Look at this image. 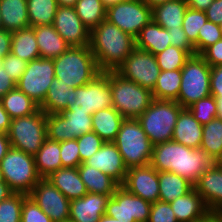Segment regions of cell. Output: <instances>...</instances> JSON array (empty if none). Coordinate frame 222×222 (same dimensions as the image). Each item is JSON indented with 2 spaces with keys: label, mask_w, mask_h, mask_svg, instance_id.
<instances>
[{
  "label": "cell",
  "mask_w": 222,
  "mask_h": 222,
  "mask_svg": "<svg viewBox=\"0 0 222 222\" xmlns=\"http://www.w3.org/2000/svg\"><path fill=\"white\" fill-rule=\"evenodd\" d=\"M150 165L158 172H174L194 186L205 170L216 166V159L201 148L170 140L153 145Z\"/></svg>",
  "instance_id": "1"
},
{
  "label": "cell",
  "mask_w": 222,
  "mask_h": 222,
  "mask_svg": "<svg viewBox=\"0 0 222 222\" xmlns=\"http://www.w3.org/2000/svg\"><path fill=\"white\" fill-rule=\"evenodd\" d=\"M89 47L101 72L115 71L135 48V38L104 20L90 31Z\"/></svg>",
  "instance_id": "2"
},
{
  "label": "cell",
  "mask_w": 222,
  "mask_h": 222,
  "mask_svg": "<svg viewBox=\"0 0 222 222\" xmlns=\"http://www.w3.org/2000/svg\"><path fill=\"white\" fill-rule=\"evenodd\" d=\"M53 62L55 78L73 89L86 85L101 73L89 45L69 47Z\"/></svg>",
  "instance_id": "3"
},
{
  "label": "cell",
  "mask_w": 222,
  "mask_h": 222,
  "mask_svg": "<svg viewBox=\"0 0 222 222\" xmlns=\"http://www.w3.org/2000/svg\"><path fill=\"white\" fill-rule=\"evenodd\" d=\"M103 73L109 78L112 106L124 118H138L153 102L152 91L123 78L116 71Z\"/></svg>",
  "instance_id": "4"
},
{
  "label": "cell",
  "mask_w": 222,
  "mask_h": 222,
  "mask_svg": "<svg viewBox=\"0 0 222 222\" xmlns=\"http://www.w3.org/2000/svg\"><path fill=\"white\" fill-rule=\"evenodd\" d=\"M114 144L127 168L150 165L153 144L137 118H125Z\"/></svg>",
  "instance_id": "5"
},
{
  "label": "cell",
  "mask_w": 222,
  "mask_h": 222,
  "mask_svg": "<svg viewBox=\"0 0 222 222\" xmlns=\"http://www.w3.org/2000/svg\"><path fill=\"white\" fill-rule=\"evenodd\" d=\"M182 109L177 101L153 99L137 118L153 145L172 140L173 130Z\"/></svg>",
  "instance_id": "6"
},
{
  "label": "cell",
  "mask_w": 222,
  "mask_h": 222,
  "mask_svg": "<svg viewBox=\"0 0 222 222\" xmlns=\"http://www.w3.org/2000/svg\"><path fill=\"white\" fill-rule=\"evenodd\" d=\"M211 66L200 54L191 55L181 69V87L177 102L188 108L209 95Z\"/></svg>",
  "instance_id": "7"
},
{
  "label": "cell",
  "mask_w": 222,
  "mask_h": 222,
  "mask_svg": "<svg viewBox=\"0 0 222 222\" xmlns=\"http://www.w3.org/2000/svg\"><path fill=\"white\" fill-rule=\"evenodd\" d=\"M0 168L5 182L14 193L29 195L41 179L34 156L12 147L0 161Z\"/></svg>",
  "instance_id": "8"
},
{
  "label": "cell",
  "mask_w": 222,
  "mask_h": 222,
  "mask_svg": "<svg viewBox=\"0 0 222 222\" xmlns=\"http://www.w3.org/2000/svg\"><path fill=\"white\" fill-rule=\"evenodd\" d=\"M7 136L12 148L34 156L47 138L46 113L39 109L32 115L11 119Z\"/></svg>",
  "instance_id": "9"
},
{
  "label": "cell",
  "mask_w": 222,
  "mask_h": 222,
  "mask_svg": "<svg viewBox=\"0 0 222 222\" xmlns=\"http://www.w3.org/2000/svg\"><path fill=\"white\" fill-rule=\"evenodd\" d=\"M106 20L136 38L152 20V8L143 0H125L107 8Z\"/></svg>",
  "instance_id": "10"
},
{
  "label": "cell",
  "mask_w": 222,
  "mask_h": 222,
  "mask_svg": "<svg viewBox=\"0 0 222 222\" xmlns=\"http://www.w3.org/2000/svg\"><path fill=\"white\" fill-rule=\"evenodd\" d=\"M92 115L81 111H63L46 114L47 138L53 141H66L92 132Z\"/></svg>",
  "instance_id": "11"
},
{
  "label": "cell",
  "mask_w": 222,
  "mask_h": 222,
  "mask_svg": "<svg viewBox=\"0 0 222 222\" xmlns=\"http://www.w3.org/2000/svg\"><path fill=\"white\" fill-rule=\"evenodd\" d=\"M54 78L53 59L40 57L27 63L16 87L40 106Z\"/></svg>",
  "instance_id": "12"
},
{
  "label": "cell",
  "mask_w": 222,
  "mask_h": 222,
  "mask_svg": "<svg viewBox=\"0 0 222 222\" xmlns=\"http://www.w3.org/2000/svg\"><path fill=\"white\" fill-rule=\"evenodd\" d=\"M115 71L123 78L153 91L161 70L155 55L135 47Z\"/></svg>",
  "instance_id": "13"
},
{
  "label": "cell",
  "mask_w": 222,
  "mask_h": 222,
  "mask_svg": "<svg viewBox=\"0 0 222 222\" xmlns=\"http://www.w3.org/2000/svg\"><path fill=\"white\" fill-rule=\"evenodd\" d=\"M152 203L127 191L121 185L109 198L106 215L119 222H147Z\"/></svg>",
  "instance_id": "14"
},
{
  "label": "cell",
  "mask_w": 222,
  "mask_h": 222,
  "mask_svg": "<svg viewBox=\"0 0 222 222\" xmlns=\"http://www.w3.org/2000/svg\"><path fill=\"white\" fill-rule=\"evenodd\" d=\"M76 101L64 111H81L93 114L112 106L109 78L101 72L91 82L76 88Z\"/></svg>",
  "instance_id": "15"
},
{
  "label": "cell",
  "mask_w": 222,
  "mask_h": 222,
  "mask_svg": "<svg viewBox=\"0 0 222 222\" xmlns=\"http://www.w3.org/2000/svg\"><path fill=\"white\" fill-rule=\"evenodd\" d=\"M28 196L36 202L53 222L69 219L70 200L48 179L41 178Z\"/></svg>",
  "instance_id": "16"
},
{
  "label": "cell",
  "mask_w": 222,
  "mask_h": 222,
  "mask_svg": "<svg viewBox=\"0 0 222 222\" xmlns=\"http://www.w3.org/2000/svg\"><path fill=\"white\" fill-rule=\"evenodd\" d=\"M52 25L70 47L90 44V30L82 23L74 7L58 6Z\"/></svg>",
  "instance_id": "17"
},
{
  "label": "cell",
  "mask_w": 222,
  "mask_h": 222,
  "mask_svg": "<svg viewBox=\"0 0 222 222\" xmlns=\"http://www.w3.org/2000/svg\"><path fill=\"white\" fill-rule=\"evenodd\" d=\"M121 186L150 203L159 200L158 171L151 165L128 168Z\"/></svg>",
  "instance_id": "18"
},
{
  "label": "cell",
  "mask_w": 222,
  "mask_h": 222,
  "mask_svg": "<svg viewBox=\"0 0 222 222\" xmlns=\"http://www.w3.org/2000/svg\"><path fill=\"white\" fill-rule=\"evenodd\" d=\"M209 212L219 221L222 218V168L217 165L205 170L194 185Z\"/></svg>",
  "instance_id": "19"
},
{
  "label": "cell",
  "mask_w": 222,
  "mask_h": 222,
  "mask_svg": "<svg viewBox=\"0 0 222 222\" xmlns=\"http://www.w3.org/2000/svg\"><path fill=\"white\" fill-rule=\"evenodd\" d=\"M111 176L120 185L124 182L127 166L114 142H104L101 148L84 162Z\"/></svg>",
  "instance_id": "20"
},
{
  "label": "cell",
  "mask_w": 222,
  "mask_h": 222,
  "mask_svg": "<svg viewBox=\"0 0 222 222\" xmlns=\"http://www.w3.org/2000/svg\"><path fill=\"white\" fill-rule=\"evenodd\" d=\"M170 206L178 222H218L194 187L170 202Z\"/></svg>",
  "instance_id": "21"
},
{
  "label": "cell",
  "mask_w": 222,
  "mask_h": 222,
  "mask_svg": "<svg viewBox=\"0 0 222 222\" xmlns=\"http://www.w3.org/2000/svg\"><path fill=\"white\" fill-rule=\"evenodd\" d=\"M109 195L86 193L82 198L70 200L69 219L74 222H97L106 213Z\"/></svg>",
  "instance_id": "22"
},
{
  "label": "cell",
  "mask_w": 222,
  "mask_h": 222,
  "mask_svg": "<svg viewBox=\"0 0 222 222\" xmlns=\"http://www.w3.org/2000/svg\"><path fill=\"white\" fill-rule=\"evenodd\" d=\"M203 125L199 123L188 108L180 111L173 130L172 140L192 149L200 148Z\"/></svg>",
  "instance_id": "23"
},
{
  "label": "cell",
  "mask_w": 222,
  "mask_h": 222,
  "mask_svg": "<svg viewBox=\"0 0 222 222\" xmlns=\"http://www.w3.org/2000/svg\"><path fill=\"white\" fill-rule=\"evenodd\" d=\"M46 179L69 200L82 198L87 193L77 167L60 168Z\"/></svg>",
  "instance_id": "24"
},
{
  "label": "cell",
  "mask_w": 222,
  "mask_h": 222,
  "mask_svg": "<svg viewBox=\"0 0 222 222\" xmlns=\"http://www.w3.org/2000/svg\"><path fill=\"white\" fill-rule=\"evenodd\" d=\"M76 88H69L53 79L43 103L39 106L46 114H57L73 106L76 101Z\"/></svg>",
  "instance_id": "25"
},
{
  "label": "cell",
  "mask_w": 222,
  "mask_h": 222,
  "mask_svg": "<svg viewBox=\"0 0 222 222\" xmlns=\"http://www.w3.org/2000/svg\"><path fill=\"white\" fill-rule=\"evenodd\" d=\"M171 45L167 29L151 20L135 38V47L156 55Z\"/></svg>",
  "instance_id": "26"
},
{
  "label": "cell",
  "mask_w": 222,
  "mask_h": 222,
  "mask_svg": "<svg viewBox=\"0 0 222 222\" xmlns=\"http://www.w3.org/2000/svg\"><path fill=\"white\" fill-rule=\"evenodd\" d=\"M34 33L41 58H57L70 47L53 25L35 26Z\"/></svg>",
  "instance_id": "27"
},
{
  "label": "cell",
  "mask_w": 222,
  "mask_h": 222,
  "mask_svg": "<svg viewBox=\"0 0 222 222\" xmlns=\"http://www.w3.org/2000/svg\"><path fill=\"white\" fill-rule=\"evenodd\" d=\"M77 169L88 193L109 195L111 197L120 186L111 176L85 163H81Z\"/></svg>",
  "instance_id": "28"
},
{
  "label": "cell",
  "mask_w": 222,
  "mask_h": 222,
  "mask_svg": "<svg viewBox=\"0 0 222 222\" xmlns=\"http://www.w3.org/2000/svg\"><path fill=\"white\" fill-rule=\"evenodd\" d=\"M124 119L113 106L98 110L92 114L93 132L104 142H114Z\"/></svg>",
  "instance_id": "29"
},
{
  "label": "cell",
  "mask_w": 222,
  "mask_h": 222,
  "mask_svg": "<svg viewBox=\"0 0 222 222\" xmlns=\"http://www.w3.org/2000/svg\"><path fill=\"white\" fill-rule=\"evenodd\" d=\"M188 5L185 0H170L152 8V20L165 29L182 27Z\"/></svg>",
  "instance_id": "30"
},
{
  "label": "cell",
  "mask_w": 222,
  "mask_h": 222,
  "mask_svg": "<svg viewBox=\"0 0 222 222\" xmlns=\"http://www.w3.org/2000/svg\"><path fill=\"white\" fill-rule=\"evenodd\" d=\"M3 29L14 32L29 26L27 0H0Z\"/></svg>",
  "instance_id": "31"
},
{
  "label": "cell",
  "mask_w": 222,
  "mask_h": 222,
  "mask_svg": "<svg viewBox=\"0 0 222 222\" xmlns=\"http://www.w3.org/2000/svg\"><path fill=\"white\" fill-rule=\"evenodd\" d=\"M37 172L41 178H47L62 168L60 142L45 139L41 148L34 155Z\"/></svg>",
  "instance_id": "32"
},
{
  "label": "cell",
  "mask_w": 222,
  "mask_h": 222,
  "mask_svg": "<svg viewBox=\"0 0 222 222\" xmlns=\"http://www.w3.org/2000/svg\"><path fill=\"white\" fill-rule=\"evenodd\" d=\"M159 200L167 203L187 194L194 186L174 172H158Z\"/></svg>",
  "instance_id": "33"
},
{
  "label": "cell",
  "mask_w": 222,
  "mask_h": 222,
  "mask_svg": "<svg viewBox=\"0 0 222 222\" xmlns=\"http://www.w3.org/2000/svg\"><path fill=\"white\" fill-rule=\"evenodd\" d=\"M11 53L27 62L40 58L34 27L12 32Z\"/></svg>",
  "instance_id": "34"
},
{
  "label": "cell",
  "mask_w": 222,
  "mask_h": 222,
  "mask_svg": "<svg viewBox=\"0 0 222 222\" xmlns=\"http://www.w3.org/2000/svg\"><path fill=\"white\" fill-rule=\"evenodd\" d=\"M0 101L11 119L32 115L40 109L36 102L17 87L10 90Z\"/></svg>",
  "instance_id": "35"
},
{
  "label": "cell",
  "mask_w": 222,
  "mask_h": 222,
  "mask_svg": "<svg viewBox=\"0 0 222 222\" xmlns=\"http://www.w3.org/2000/svg\"><path fill=\"white\" fill-rule=\"evenodd\" d=\"M181 87V69L160 71L152 91L154 99L177 101Z\"/></svg>",
  "instance_id": "36"
},
{
  "label": "cell",
  "mask_w": 222,
  "mask_h": 222,
  "mask_svg": "<svg viewBox=\"0 0 222 222\" xmlns=\"http://www.w3.org/2000/svg\"><path fill=\"white\" fill-rule=\"evenodd\" d=\"M57 8L56 0H27L29 26L52 25Z\"/></svg>",
  "instance_id": "37"
},
{
  "label": "cell",
  "mask_w": 222,
  "mask_h": 222,
  "mask_svg": "<svg viewBox=\"0 0 222 222\" xmlns=\"http://www.w3.org/2000/svg\"><path fill=\"white\" fill-rule=\"evenodd\" d=\"M82 23L91 31L106 20V10L102 0H78L74 6Z\"/></svg>",
  "instance_id": "38"
},
{
  "label": "cell",
  "mask_w": 222,
  "mask_h": 222,
  "mask_svg": "<svg viewBox=\"0 0 222 222\" xmlns=\"http://www.w3.org/2000/svg\"><path fill=\"white\" fill-rule=\"evenodd\" d=\"M203 135L200 148L215 159L222 151V119L214 118L203 125Z\"/></svg>",
  "instance_id": "39"
},
{
  "label": "cell",
  "mask_w": 222,
  "mask_h": 222,
  "mask_svg": "<svg viewBox=\"0 0 222 222\" xmlns=\"http://www.w3.org/2000/svg\"><path fill=\"white\" fill-rule=\"evenodd\" d=\"M206 12L195 10L190 7L185 12L182 29L186 33L187 39L195 48V54H198V33L202 30L207 21Z\"/></svg>",
  "instance_id": "40"
},
{
  "label": "cell",
  "mask_w": 222,
  "mask_h": 222,
  "mask_svg": "<svg viewBox=\"0 0 222 222\" xmlns=\"http://www.w3.org/2000/svg\"><path fill=\"white\" fill-rule=\"evenodd\" d=\"M155 56L161 71H171L182 69L191 55L186 50L170 45Z\"/></svg>",
  "instance_id": "41"
},
{
  "label": "cell",
  "mask_w": 222,
  "mask_h": 222,
  "mask_svg": "<svg viewBox=\"0 0 222 222\" xmlns=\"http://www.w3.org/2000/svg\"><path fill=\"white\" fill-rule=\"evenodd\" d=\"M193 117L202 125L218 117L217 99L209 95L188 107Z\"/></svg>",
  "instance_id": "42"
},
{
  "label": "cell",
  "mask_w": 222,
  "mask_h": 222,
  "mask_svg": "<svg viewBox=\"0 0 222 222\" xmlns=\"http://www.w3.org/2000/svg\"><path fill=\"white\" fill-rule=\"evenodd\" d=\"M28 195L13 193L0 202V222H21L23 200Z\"/></svg>",
  "instance_id": "43"
},
{
  "label": "cell",
  "mask_w": 222,
  "mask_h": 222,
  "mask_svg": "<svg viewBox=\"0 0 222 222\" xmlns=\"http://www.w3.org/2000/svg\"><path fill=\"white\" fill-rule=\"evenodd\" d=\"M104 141L95 132L86 133L77 138V144L79 147L80 164L84 163L94 153H96L102 146Z\"/></svg>",
  "instance_id": "44"
},
{
  "label": "cell",
  "mask_w": 222,
  "mask_h": 222,
  "mask_svg": "<svg viewBox=\"0 0 222 222\" xmlns=\"http://www.w3.org/2000/svg\"><path fill=\"white\" fill-rule=\"evenodd\" d=\"M220 39H222V34L219 25L207 20L198 33V54Z\"/></svg>",
  "instance_id": "45"
},
{
  "label": "cell",
  "mask_w": 222,
  "mask_h": 222,
  "mask_svg": "<svg viewBox=\"0 0 222 222\" xmlns=\"http://www.w3.org/2000/svg\"><path fill=\"white\" fill-rule=\"evenodd\" d=\"M21 222H53L43 210L36 204V202L27 196L23 200L21 211Z\"/></svg>",
  "instance_id": "46"
},
{
  "label": "cell",
  "mask_w": 222,
  "mask_h": 222,
  "mask_svg": "<svg viewBox=\"0 0 222 222\" xmlns=\"http://www.w3.org/2000/svg\"><path fill=\"white\" fill-rule=\"evenodd\" d=\"M60 157L63 167H78L80 154L77 139L60 142Z\"/></svg>",
  "instance_id": "47"
},
{
  "label": "cell",
  "mask_w": 222,
  "mask_h": 222,
  "mask_svg": "<svg viewBox=\"0 0 222 222\" xmlns=\"http://www.w3.org/2000/svg\"><path fill=\"white\" fill-rule=\"evenodd\" d=\"M27 61L20 59L11 52L3 58L2 67L5 73L11 77V79L17 83L25 72L27 67Z\"/></svg>",
  "instance_id": "48"
},
{
  "label": "cell",
  "mask_w": 222,
  "mask_h": 222,
  "mask_svg": "<svg viewBox=\"0 0 222 222\" xmlns=\"http://www.w3.org/2000/svg\"><path fill=\"white\" fill-rule=\"evenodd\" d=\"M147 222H178L170 206V203L156 201L152 203L149 219Z\"/></svg>",
  "instance_id": "49"
},
{
  "label": "cell",
  "mask_w": 222,
  "mask_h": 222,
  "mask_svg": "<svg viewBox=\"0 0 222 222\" xmlns=\"http://www.w3.org/2000/svg\"><path fill=\"white\" fill-rule=\"evenodd\" d=\"M167 31L170 33V42L172 46L186 50L190 55L195 54V48L187 39L186 33L182 27L167 29Z\"/></svg>",
  "instance_id": "50"
},
{
  "label": "cell",
  "mask_w": 222,
  "mask_h": 222,
  "mask_svg": "<svg viewBox=\"0 0 222 222\" xmlns=\"http://www.w3.org/2000/svg\"><path fill=\"white\" fill-rule=\"evenodd\" d=\"M200 55L211 67L222 65V39L207 47Z\"/></svg>",
  "instance_id": "51"
},
{
  "label": "cell",
  "mask_w": 222,
  "mask_h": 222,
  "mask_svg": "<svg viewBox=\"0 0 222 222\" xmlns=\"http://www.w3.org/2000/svg\"><path fill=\"white\" fill-rule=\"evenodd\" d=\"M210 91L216 99L222 98V65L211 67Z\"/></svg>",
  "instance_id": "52"
},
{
  "label": "cell",
  "mask_w": 222,
  "mask_h": 222,
  "mask_svg": "<svg viewBox=\"0 0 222 222\" xmlns=\"http://www.w3.org/2000/svg\"><path fill=\"white\" fill-rule=\"evenodd\" d=\"M205 12L208 21L219 25L222 22V0H214Z\"/></svg>",
  "instance_id": "53"
},
{
  "label": "cell",
  "mask_w": 222,
  "mask_h": 222,
  "mask_svg": "<svg viewBox=\"0 0 222 222\" xmlns=\"http://www.w3.org/2000/svg\"><path fill=\"white\" fill-rule=\"evenodd\" d=\"M12 32L5 29L0 30V58H4L11 52Z\"/></svg>",
  "instance_id": "54"
},
{
  "label": "cell",
  "mask_w": 222,
  "mask_h": 222,
  "mask_svg": "<svg viewBox=\"0 0 222 222\" xmlns=\"http://www.w3.org/2000/svg\"><path fill=\"white\" fill-rule=\"evenodd\" d=\"M14 88H16V83L5 73L2 67L0 69V99Z\"/></svg>",
  "instance_id": "55"
},
{
  "label": "cell",
  "mask_w": 222,
  "mask_h": 222,
  "mask_svg": "<svg viewBox=\"0 0 222 222\" xmlns=\"http://www.w3.org/2000/svg\"><path fill=\"white\" fill-rule=\"evenodd\" d=\"M11 123V118L9 114L3 108V105L0 101V133L7 134Z\"/></svg>",
  "instance_id": "56"
},
{
  "label": "cell",
  "mask_w": 222,
  "mask_h": 222,
  "mask_svg": "<svg viewBox=\"0 0 222 222\" xmlns=\"http://www.w3.org/2000/svg\"><path fill=\"white\" fill-rule=\"evenodd\" d=\"M185 1L188 7L205 12L214 0H185Z\"/></svg>",
  "instance_id": "57"
},
{
  "label": "cell",
  "mask_w": 222,
  "mask_h": 222,
  "mask_svg": "<svg viewBox=\"0 0 222 222\" xmlns=\"http://www.w3.org/2000/svg\"><path fill=\"white\" fill-rule=\"evenodd\" d=\"M10 148H11V144H10L7 134L0 133V161L7 154Z\"/></svg>",
  "instance_id": "58"
},
{
  "label": "cell",
  "mask_w": 222,
  "mask_h": 222,
  "mask_svg": "<svg viewBox=\"0 0 222 222\" xmlns=\"http://www.w3.org/2000/svg\"><path fill=\"white\" fill-rule=\"evenodd\" d=\"M14 192L11 190L7 183H0V202L8 198Z\"/></svg>",
  "instance_id": "59"
},
{
  "label": "cell",
  "mask_w": 222,
  "mask_h": 222,
  "mask_svg": "<svg viewBox=\"0 0 222 222\" xmlns=\"http://www.w3.org/2000/svg\"><path fill=\"white\" fill-rule=\"evenodd\" d=\"M58 6L62 7H74L78 0H56Z\"/></svg>",
  "instance_id": "60"
},
{
  "label": "cell",
  "mask_w": 222,
  "mask_h": 222,
  "mask_svg": "<svg viewBox=\"0 0 222 222\" xmlns=\"http://www.w3.org/2000/svg\"><path fill=\"white\" fill-rule=\"evenodd\" d=\"M149 7L153 8L156 5L165 3L166 1L170 0H143Z\"/></svg>",
  "instance_id": "61"
},
{
  "label": "cell",
  "mask_w": 222,
  "mask_h": 222,
  "mask_svg": "<svg viewBox=\"0 0 222 222\" xmlns=\"http://www.w3.org/2000/svg\"><path fill=\"white\" fill-rule=\"evenodd\" d=\"M97 222H119V220L107 216L106 214L102 215Z\"/></svg>",
  "instance_id": "62"
},
{
  "label": "cell",
  "mask_w": 222,
  "mask_h": 222,
  "mask_svg": "<svg viewBox=\"0 0 222 222\" xmlns=\"http://www.w3.org/2000/svg\"><path fill=\"white\" fill-rule=\"evenodd\" d=\"M102 2L104 6L108 8L110 6L116 5L119 2H122V0H102Z\"/></svg>",
  "instance_id": "63"
},
{
  "label": "cell",
  "mask_w": 222,
  "mask_h": 222,
  "mask_svg": "<svg viewBox=\"0 0 222 222\" xmlns=\"http://www.w3.org/2000/svg\"><path fill=\"white\" fill-rule=\"evenodd\" d=\"M216 165L218 166V167H221L222 168V151H221V153H220V155L217 157V159H216Z\"/></svg>",
  "instance_id": "64"
},
{
  "label": "cell",
  "mask_w": 222,
  "mask_h": 222,
  "mask_svg": "<svg viewBox=\"0 0 222 222\" xmlns=\"http://www.w3.org/2000/svg\"><path fill=\"white\" fill-rule=\"evenodd\" d=\"M218 113L222 111V98H217Z\"/></svg>",
  "instance_id": "65"
},
{
  "label": "cell",
  "mask_w": 222,
  "mask_h": 222,
  "mask_svg": "<svg viewBox=\"0 0 222 222\" xmlns=\"http://www.w3.org/2000/svg\"><path fill=\"white\" fill-rule=\"evenodd\" d=\"M0 183H6L5 179H4V176H3V173L1 171V168H0Z\"/></svg>",
  "instance_id": "66"
},
{
  "label": "cell",
  "mask_w": 222,
  "mask_h": 222,
  "mask_svg": "<svg viewBox=\"0 0 222 222\" xmlns=\"http://www.w3.org/2000/svg\"><path fill=\"white\" fill-rule=\"evenodd\" d=\"M3 29V23H2V19H1V12H0V30Z\"/></svg>",
  "instance_id": "67"
},
{
  "label": "cell",
  "mask_w": 222,
  "mask_h": 222,
  "mask_svg": "<svg viewBox=\"0 0 222 222\" xmlns=\"http://www.w3.org/2000/svg\"><path fill=\"white\" fill-rule=\"evenodd\" d=\"M219 29H220V32L222 34V22L219 24Z\"/></svg>",
  "instance_id": "68"
},
{
  "label": "cell",
  "mask_w": 222,
  "mask_h": 222,
  "mask_svg": "<svg viewBox=\"0 0 222 222\" xmlns=\"http://www.w3.org/2000/svg\"><path fill=\"white\" fill-rule=\"evenodd\" d=\"M3 58H0V69L2 68Z\"/></svg>",
  "instance_id": "69"
},
{
  "label": "cell",
  "mask_w": 222,
  "mask_h": 222,
  "mask_svg": "<svg viewBox=\"0 0 222 222\" xmlns=\"http://www.w3.org/2000/svg\"><path fill=\"white\" fill-rule=\"evenodd\" d=\"M218 118H221V119H222V111H220V112L218 113Z\"/></svg>",
  "instance_id": "70"
},
{
  "label": "cell",
  "mask_w": 222,
  "mask_h": 222,
  "mask_svg": "<svg viewBox=\"0 0 222 222\" xmlns=\"http://www.w3.org/2000/svg\"><path fill=\"white\" fill-rule=\"evenodd\" d=\"M61 222H74V221L71 220V219H67V220H64V221H61Z\"/></svg>",
  "instance_id": "71"
}]
</instances>
